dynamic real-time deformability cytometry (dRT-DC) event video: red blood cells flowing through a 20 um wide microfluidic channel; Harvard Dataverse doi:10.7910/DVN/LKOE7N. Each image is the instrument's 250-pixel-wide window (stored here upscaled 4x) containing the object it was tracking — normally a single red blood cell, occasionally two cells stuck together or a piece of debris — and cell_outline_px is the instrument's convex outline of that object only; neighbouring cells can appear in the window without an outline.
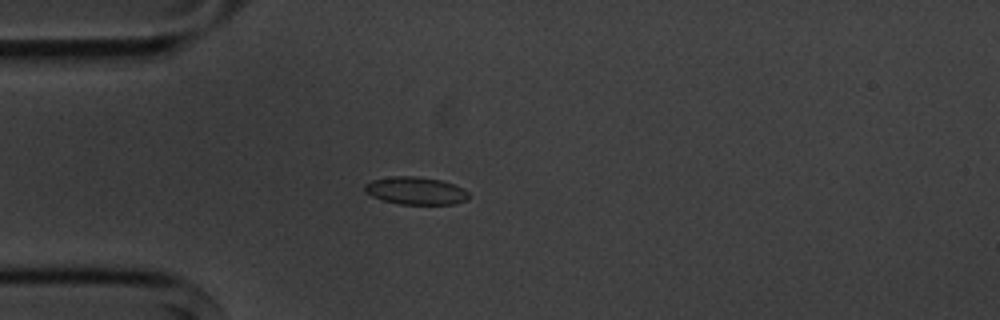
{"species": "common noctule bat (a hibernating species)", "species_latin": "Nyctalus noctula", "temperature_condition": "cold", "stored_images_in_passage": 4, "camera_frame_rate_fps": 3000, "um_per_image_px": 0.085, "animal": {"sex": "male", "body_mass_g": 20.1, "forearm_length_mm": 53.5}, "frame": {"image": 1, "passage_image": 4, "time_ms": 3.333, "image_size_px": [1000, 320], "cell_outline_px": [[468, 200], [452, 204], [400, 204], [384, 200], [372, 196], [364, 192], [364, 184], [372, 180], [392, 176], [416, 176], [440, 180], [452, 184], [468, 192]], "centroid_in_image_um": [35.29, 16.21], "position_along_channel_um": 49.7, "area_um2": 16.59}}